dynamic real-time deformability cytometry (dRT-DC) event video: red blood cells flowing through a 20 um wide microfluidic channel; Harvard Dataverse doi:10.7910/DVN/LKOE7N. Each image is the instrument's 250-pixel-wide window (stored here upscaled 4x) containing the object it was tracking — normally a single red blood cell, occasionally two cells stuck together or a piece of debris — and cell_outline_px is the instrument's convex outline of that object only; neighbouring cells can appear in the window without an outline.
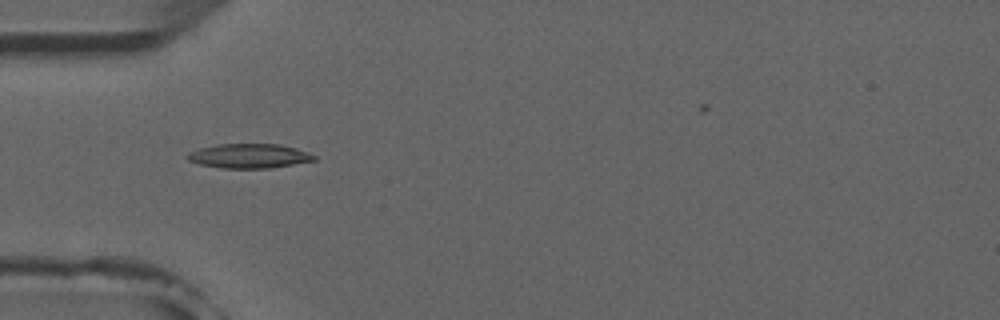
{"species": "common noctule bat (a hibernating species)", "species_latin": "Nyctalus noctula", "temperature_condition": "room temperature", "stored_images_in_passage": 2, "camera_frame_rate_fps": 3000, "um_per_image_px": 0.085, "animal": {"sex": "male", "forearm_length_mm": 52.5}, "frame": {"image": 1, "passage_image": 1, "time_ms": 0.0, "image_size_px": [1000, 320], "cell_outline_px": [[316, 160], [268, 168], [224, 168], [200, 164], [188, 160], [184, 156], [188, 152], [200, 148], [216, 144], [280, 144], [296, 148], [308, 152], [316, 156]], "centroid_in_image_um": [21.15, 13.25], "position_along_channel_um": 63.9, "area_um2": 17.98}}
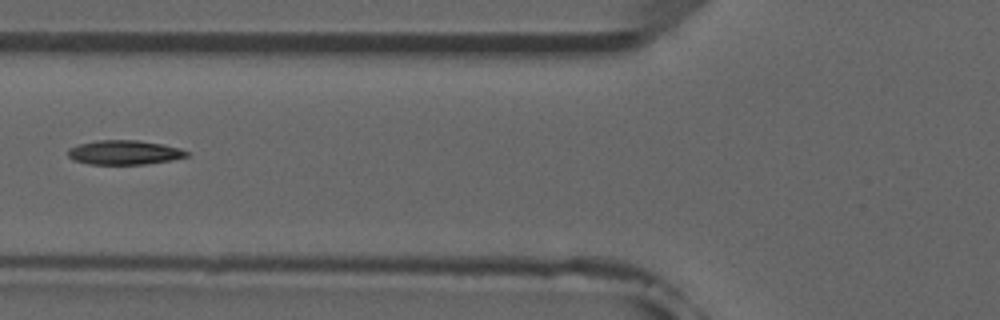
{"frame": {"image": 2, "passage_image": 2, "time_ms": 1.333, "image_size_px": [1000, 320], "cell_outline_px": [[188, 156], [172, 160], [144, 164], [88, 164], [72, 160], [68, 156], [68, 148], [80, 144], [96, 140], [136, 140], [164, 144], [180, 148], [188, 152]], "centroid_in_image_um": [10.55, 12.96], "position_along_channel_um": 115.2, "area_um2": 16.88}}